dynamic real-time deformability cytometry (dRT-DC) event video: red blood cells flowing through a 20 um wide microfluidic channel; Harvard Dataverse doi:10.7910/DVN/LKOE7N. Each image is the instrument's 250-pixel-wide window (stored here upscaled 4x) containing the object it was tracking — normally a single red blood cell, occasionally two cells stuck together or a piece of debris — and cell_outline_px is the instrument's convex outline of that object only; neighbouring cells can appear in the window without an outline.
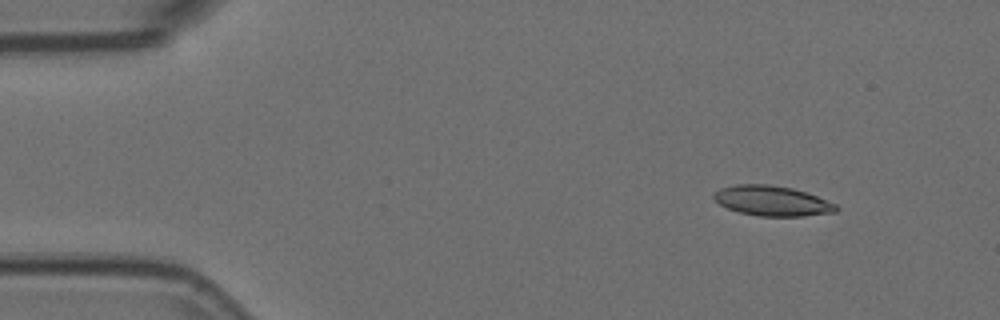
{"species": "Egyptian fruit bat (a non-hibernating species)", "species_latin": "Rousettus aegyptiacus", "temperature_condition": "room temperature", "stored_images_in_passage": 4, "camera_frame_rate_fps": 3000, "um_per_image_px": 0.085, "animal": {"sex": "female"}, "frame": {"image": 1, "passage_image": 2, "time_ms": 0.333, "image_size_px": [1000, 320], "cell_outline_px": [[840, 208], [836, 212], [804, 216], [760, 216], [740, 212], [728, 208], [720, 204], [712, 196], [720, 188], [736, 184], [768, 184], [792, 188], [816, 196], [836, 204]], "centroid_in_image_um": [65.65, 17.07], "position_along_channel_um": 19.4, "area_um2": 21.27}}
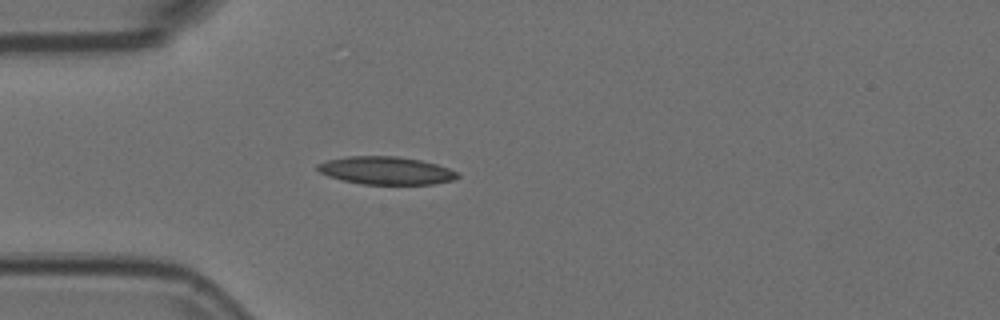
{"frame": {"image": 2, "passage_image": 4, "time_ms": 1.0, "image_size_px": [1000, 320], "cell_outline_px": [[460, 176], [452, 180], [432, 184], [360, 184], [328, 176], [320, 172], [316, 168], [316, 164], [328, 160], [348, 156], [396, 156], [420, 160], [436, 164], [448, 168], [456, 172]], "centroid_in_image_um": [32.79, 14.49], "position_along_channel_um": 52.2, "area_um2": 22.54}}